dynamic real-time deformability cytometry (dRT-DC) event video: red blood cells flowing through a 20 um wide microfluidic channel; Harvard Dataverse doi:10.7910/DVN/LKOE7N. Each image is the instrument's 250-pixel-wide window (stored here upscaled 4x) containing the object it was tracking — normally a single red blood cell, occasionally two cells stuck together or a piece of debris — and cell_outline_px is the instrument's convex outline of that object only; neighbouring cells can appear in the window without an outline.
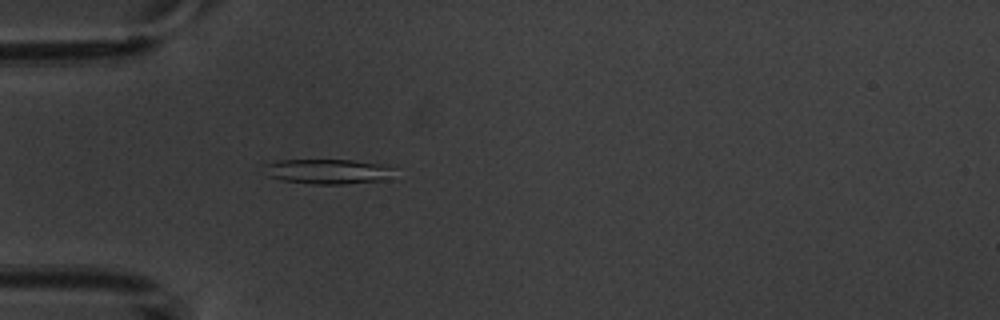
{"species": "common noctule bat (a hibernating species)", "species_latin": "Nyctalus noctula", "temperature_condition": "warm", "stored_images_in_passage": 3, "camera_frame_rate_fps": 3000, "um_per_image_px": 0.085, "animal": {"sex": "male", "body_mass_g": 20.1, "forearm_length_mm": 53.5}, "frame": {"image": 1, "passage_image": 3, "time_ms": 2.0, "image_size_px": [1000, 320], "cell_outline_px": [[396, 180], [340, 184], [312, 184], [284, 180], [268, 176], [260, 164], [276, 160], [352, 160], [396, 164]], "centroid_in_image_um": [28.07, 14.56], "position_along_channel_um": 56.9, "area_um2": 20.0}}